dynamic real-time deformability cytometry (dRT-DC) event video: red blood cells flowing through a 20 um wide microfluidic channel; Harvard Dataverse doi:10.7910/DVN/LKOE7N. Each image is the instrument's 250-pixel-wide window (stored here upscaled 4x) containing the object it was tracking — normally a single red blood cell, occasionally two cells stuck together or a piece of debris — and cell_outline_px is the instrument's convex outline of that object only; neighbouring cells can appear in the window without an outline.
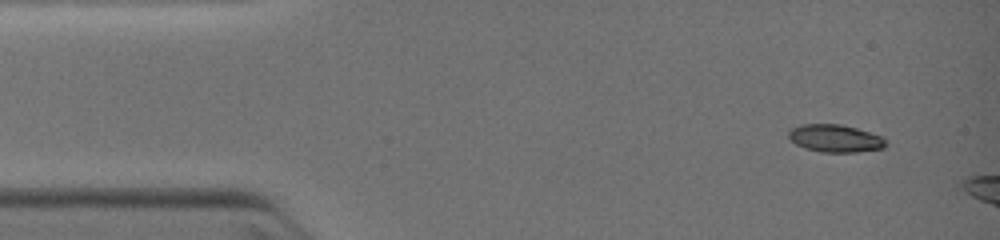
{"species": "common noctule bat (a hibernating species)", "species_latin": "Nyctalus noctula", "temperature_condition": "warm", "stored_images_in_passage": 3, "camera_frame_rate_fps": 3000, "um_per_image_px": 0.085, "animal": {"sex": "female", "body_mass_g": 19.0, "forearm_length_mm": 51.5}, "frame": {"image": 1, "passage_image": 1, "time_ms": 0.0, "image_size_px": [1000, 240], "cell_outline_px": [[888, 144], [884, 148], [856, 152], [820, 152], [804, 148], [796, 144], [788, 136], [788, 132], [792, 128], [800, 124], [840, 124], [856, 128], [880, 136]], "centroid_in_image_um": [70.97, 11.76], "position_along_channel_um": 14.0, "area_um2": 15.55}}